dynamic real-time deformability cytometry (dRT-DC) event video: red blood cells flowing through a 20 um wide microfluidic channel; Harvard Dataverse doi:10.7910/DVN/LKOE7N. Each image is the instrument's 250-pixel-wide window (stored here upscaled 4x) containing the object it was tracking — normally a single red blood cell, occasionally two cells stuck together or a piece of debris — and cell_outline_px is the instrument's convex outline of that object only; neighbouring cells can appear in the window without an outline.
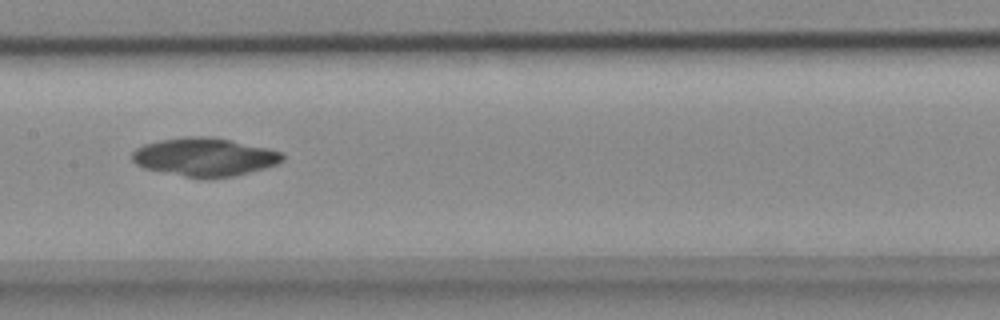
{"species": "common noctule bat (a hibernating species)", "species_latin": "Nyctalus noctula", "temperature_condition": "cold", "stored_images_in_passage": 37, "camera_frame_rate_fps": 3000, "um_per_image_px": 0.085, "animal": {"sex": "female", "body_mass_g": 18.4}, "frame": {"image": 1, "passage_image": 10, "time_ms": 3.0, "image_size_px": [1000, 320], "cell_outline_px": [[284, 160], [276, 164], [264, 168], [232, 176], [200, 180], [144, 168], [136, 164], [132, 160], [132, 152], [136, 148], [144, 144], [160, 140], [184, 136], [208, 136], [268, 148], [284, 152]], "centroid_in_image_um": [17.37, 13.36], "position_along_channel_um": 190.0, "area_um2": 33.76}}
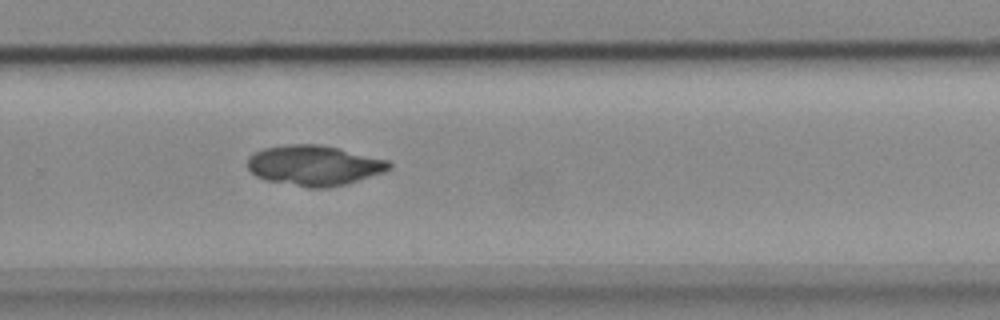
{"frame": {"image": 2, "passage_image": 19, "time_ms": 6.0, "image_size_px": [1000, 320], "cell_outline_px": [[392, 168], [388, 172], [344, 184], [328, 188], [308, 188], [264, 180], [256, 176], [248, 168], [248, 156], [252, 152], [264, 148], [288, 144], [320, 144], [388, 160], [392, 164]], "centroid_in_image_um": [26.7, 14.07], "position_along_channel_um": 303.1, "area_um2": 33.47}}
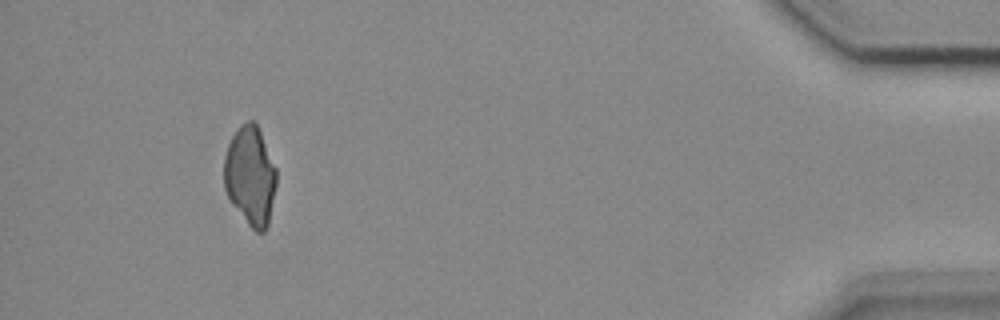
{"frame": {"image": 3, "passage_image": 33, "time_ms": 10.667, "image_size_px": [1000, 320], "cell_outline_px": [[276, 184], [268, 224], [264, 232], [256, 232], [248, 224], [232, 204], [224, 188], [224, 156], [228, 144], [236, 128], [240, 124], [248, 120], [256, 120], [276, 168]], "centroid_in_image_um": [21.26, 14.89], "position_along_channel_um": 413.9, "area_um2": 30.4}}